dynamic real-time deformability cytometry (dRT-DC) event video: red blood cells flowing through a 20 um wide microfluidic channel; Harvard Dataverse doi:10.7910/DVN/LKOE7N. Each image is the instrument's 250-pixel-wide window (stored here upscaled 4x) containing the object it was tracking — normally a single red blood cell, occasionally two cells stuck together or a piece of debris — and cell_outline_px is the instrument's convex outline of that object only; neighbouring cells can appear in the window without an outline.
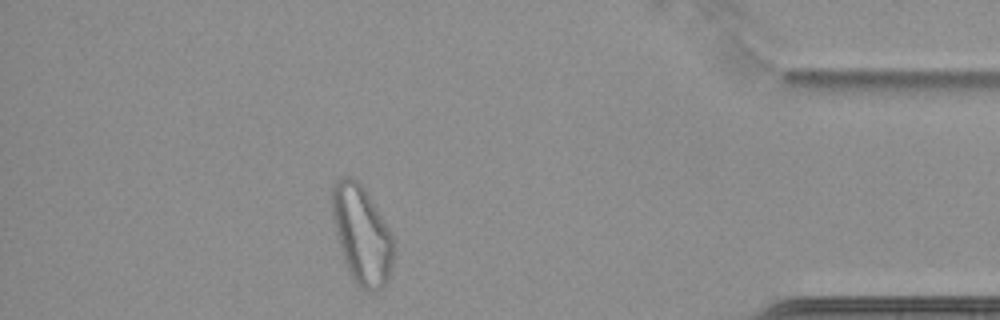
{"species": "common noctule bat (a hibernating species)", "species_latin": "Nyctalus noctula", "temperature_condition": "cold", "stored_images_in_passage": 53, "camera_frame_rate_fps": 3000, "um_per_image_px": 0.085, "animal": {"sex": "female", "body_mass_g": 22.7, "forearm_length_mm": 54.2}, "frame": {"image": 1, "passage_image": 46, "time_ms": 15.0, "image_size_px": [1000, 320], "cell_outline_px": [[396, 248], [392, 264], [388, 276], [384, 284], [380, 288], [372, 292], [368, 292], [360, 288], [352, 280], [344, 264], [332, 216], [332, 188], [336, 180], [340, 176], [352, 176], [360, 180], [388, 228], [396, 244]], "centroid_in_image_um": [30.74, 19.94], "position_along_channel_um": 404.5, "area_um2": 35.55}}